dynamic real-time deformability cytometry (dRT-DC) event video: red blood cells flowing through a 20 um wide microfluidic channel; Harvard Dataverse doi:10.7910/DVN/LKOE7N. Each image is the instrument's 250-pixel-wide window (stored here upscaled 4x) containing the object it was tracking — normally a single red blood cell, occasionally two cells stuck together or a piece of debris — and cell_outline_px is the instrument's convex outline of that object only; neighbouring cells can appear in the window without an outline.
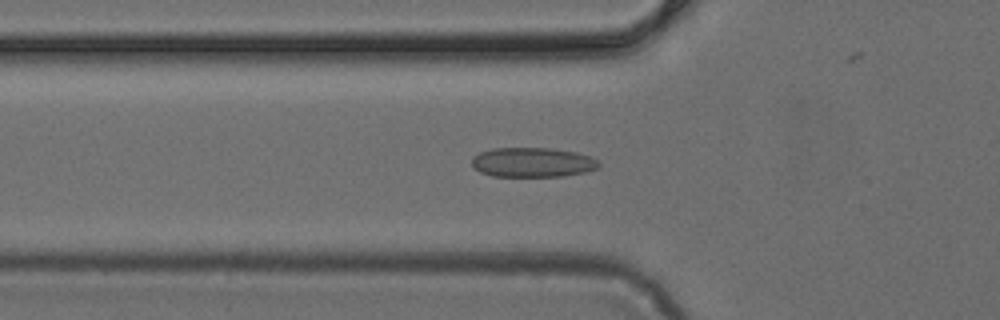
{"species": "common noctule bat (a hibernating species)", "species_latin": "Nyctalus noctula", "temperature_condition": "cold", "stored_images_in_passage": 45, "camera_frame_rate_fps": 3000, "um_per_image_px": 0.085, "animal": {"sex": "female", "body_mass_g": 24.6, "forearm_length_mm": 56.2}, "frame": {"image": 1, "passage_image": 13, "time_ms": 4.0, "image_size_px": [1000, 320], "cell_outline_px": [[600, 168], [588, 172], [564, 176], [492, 176], [480, 172], [472, 164], [472, 156], [480, 152], [492, 148], [552, 148], [576, 152], [588, 156], [596, 160], [600, 164]], "centroid_in_image_um": [45.28, 13.8], "position_along_channel_um": 80.5, "area_um2": 22.02}}
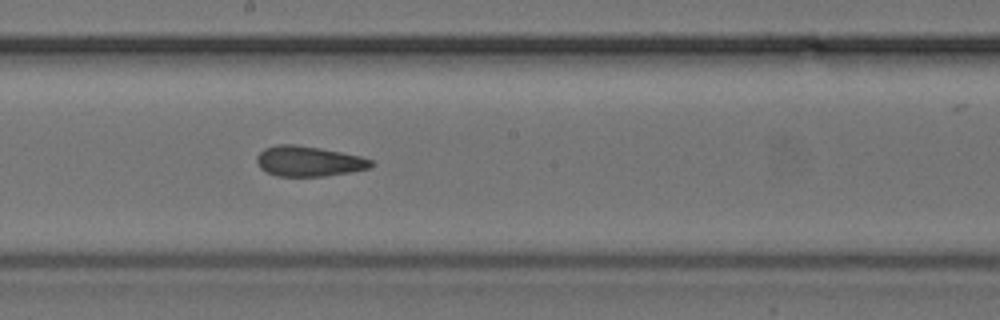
{"frame": {"image": 2, "passage_image": 23, "time_ms": 7.333, "image_size_px": [1000, 320], "cell_outline_px": [[376, 164], [372, 168], [324, 176], [276, 176], [260, 168], [256, 160], [256, 156], [264, 148], [276, 144], [296, 144], [320, 148], [360, 156], [372, 160]], "centroid_in_image_um": [26.24, 13.7], "position_along_channel_um": 222.0, "area_um2": 20.23}}
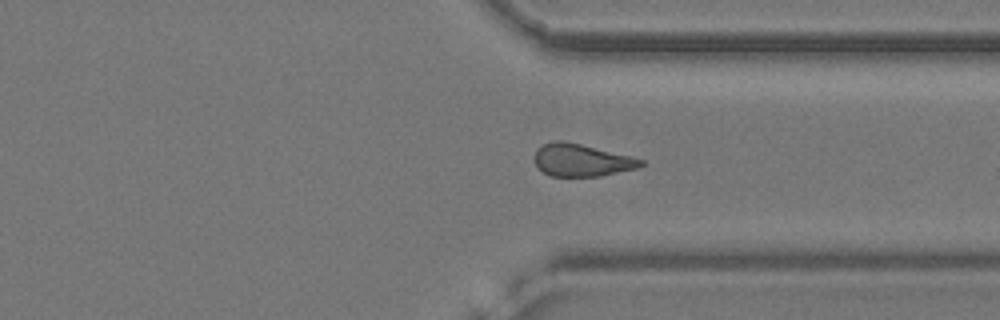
{"frame": {"image": 3, "passage_image": 33, "time_ms": 10.667, "image_size_px": [1000, 320], "cell_outline_px": [[644, 164], [640, 168], [600, 176], [548, 176], [536, 164], [536, 148], [552, 140], [564, 140], [632, 156], [644, 160]], "centroid_in_image_um": [49.48, 13.61], "position_along_channel_um": 361.9, "area_um2": 20.17}}